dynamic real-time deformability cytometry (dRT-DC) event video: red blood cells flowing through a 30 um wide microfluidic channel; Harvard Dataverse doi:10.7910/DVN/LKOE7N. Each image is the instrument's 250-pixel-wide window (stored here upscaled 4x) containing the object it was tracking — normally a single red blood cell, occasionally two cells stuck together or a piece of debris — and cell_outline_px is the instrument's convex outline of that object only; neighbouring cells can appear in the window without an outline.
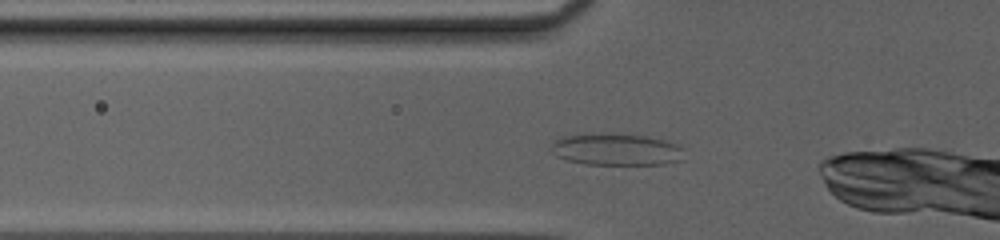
{"species": "common noctule bat (a hibernating species)", "species_latin": "Nyctalus noctula", "temperature_condition": "cold", "stored_images_in_passage": 7, "camera_frame_rate_fps": 3000, "um_per_image_px": 0.085, "animal": {"sex": "female", "body_mass_g": 20.0, "forearm_length_mm": 54.0}, "frame": {"image": 1, "passage_image": 3, "time_ms": 0.667, "image_size_px": [1000, 240], "cell_outline_px": [[684, 160], [664, 164], [584, 164], [568, 160], [556, 156], [548, 148], [560, 136], [584, 132], [600, 132], [644, 136], [664, 140], [676, 144], [684, 148]], "centroid_in_image_um": [52.34, 12.68], "position_along_channel_um": 73.5, "area_um2": 25.32}}
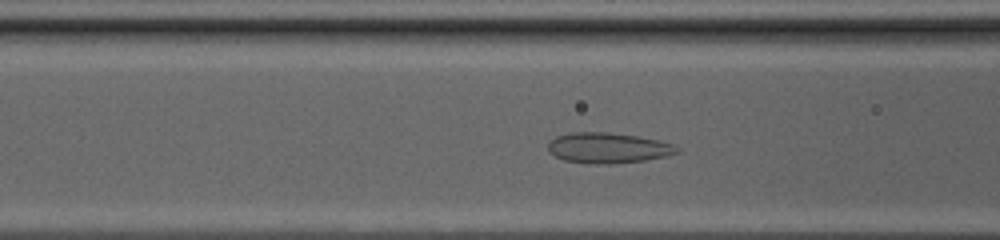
{"frame": {"image": 2, "passage_image": 6, "time_ms": 1.667, "image_size_px": [1000, 240], "cell_outline_px": [[680, 152], [668, 156], [644, 160], [612, 164], [588, 164], [564, 160], [548, 152], [548, 144], [556, 136], [568, 132], [608, 132], [636, 136], [656, 140], [672, 144], [680, 148]], "centroid_in_image_um": [51.67, 12.58], "position_along_channel_um": 114.9, "area_um2": 23.0}}